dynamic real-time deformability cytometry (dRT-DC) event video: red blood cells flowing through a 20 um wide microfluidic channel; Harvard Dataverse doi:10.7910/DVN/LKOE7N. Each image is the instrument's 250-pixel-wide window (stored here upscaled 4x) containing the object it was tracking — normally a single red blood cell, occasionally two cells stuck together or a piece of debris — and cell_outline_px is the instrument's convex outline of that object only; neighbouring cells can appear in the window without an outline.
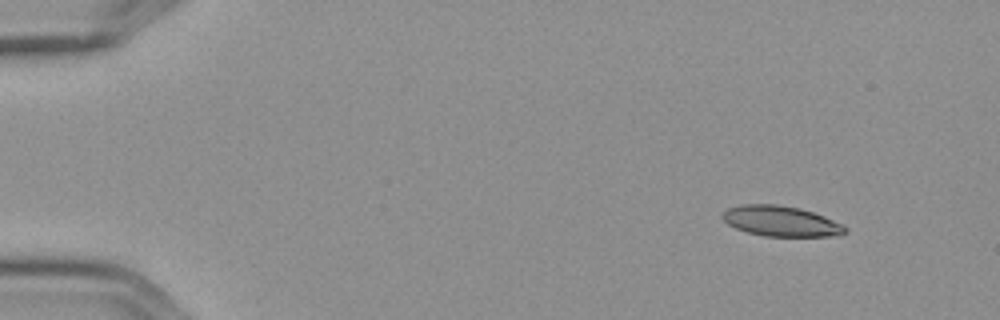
{"species": "Egyptian fruit bat (a non-hibernating species)", "species_latin": "Rousettus aegyptiacus", "temperature_condition": "cold", "stored_images_in_passage": 6, "camera_frame_rate_fps": 3000, "um_per_image_px": 0.085, "frame": {"image": 1, "passage_image": 1, "time_ms": 0.0, "image_size_px": [1000, 320], "cell_outline_px": [[848, 228], [840, 236], [764, 236], [748, 232], [736, 228], [728, 224], [720, 216], [728, 208], [740, 204], [776, 204], [800, 208], [824, 216]], "centroid_in_image_um": [66.35, 18.79], "position_along_channel_um": 18.6, "area_um2": 21.62}}
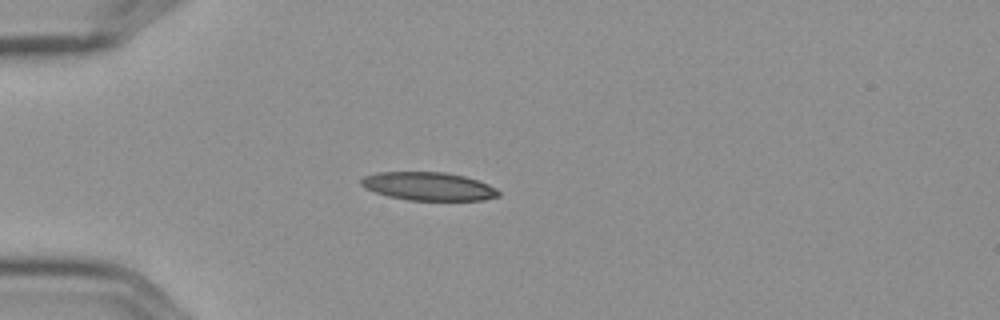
{"frame": {"image": 2, "passage_image": 4, "time_ms": 1.0, "image_size_px": [1000, 320], "cell_outline_px": [[500, 196], [484, 200], [408, 200], [388, 196], [364, 188], [360, 184], [360, 180], [364, 176], [376, 172], [444, 172], [464, 176], [488, 184], [496, 188], [500, 192]], "centroid_in_image_um": [36.41, 15.83], "position_along_channel_um": 48.6, "area_um2": 22.66}}
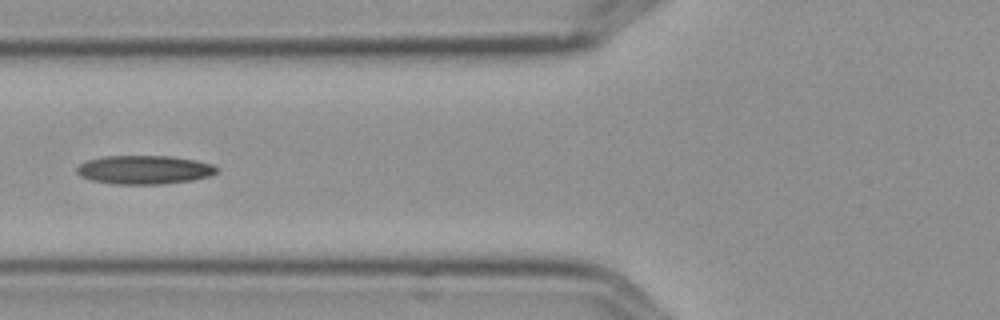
{"frame": {"image": 3, "passage_image": 6, "time_ms": 1.667, "image_size_px": [1000, 320], "cell_outline_px": [[216, 172], [208, 176], [192, 180], [160, 184], [116, 184], [92, 180], [80, 176], [76, 172], [76, 168], [80, 164], [88, 160], [104, 156], [172, 156], [196, 160], [212, 164], [216, 168]], "centroid_in_image_um": [12.24, 14.42], "position_along_channel_um": 113.6, "area_um2": 23.24}}